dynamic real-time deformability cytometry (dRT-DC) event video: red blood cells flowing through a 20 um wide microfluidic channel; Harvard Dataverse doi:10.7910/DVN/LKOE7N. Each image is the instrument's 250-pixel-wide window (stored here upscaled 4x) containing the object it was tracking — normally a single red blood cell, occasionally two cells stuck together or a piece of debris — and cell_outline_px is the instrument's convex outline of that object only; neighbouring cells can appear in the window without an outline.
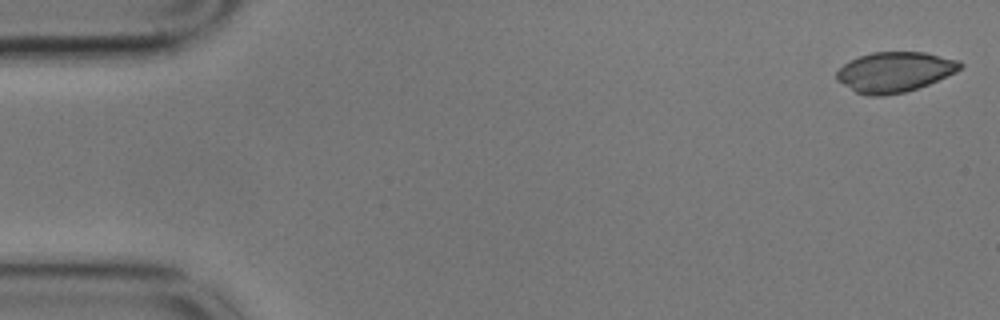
{"species": "common noctule bat (a hibernating species)", "species_latin": "Nyctalus noctula", "temperature_condition": "cold", "stored_images_in_passage": 56, "camera_frame_rate_fps": 3000, "um_per_image_px": 0.085, "animal": {"sex": "male", "body_mass_g": 17.9}, "frame": {"image": 1, "passage_image": 1, "time_ms": 0.0, "image_size_px": [1000, 320], "cell_outline_px": [[964, 64], [956, 72], [928, 84], [904, 92], [884, 96], [868, 96], [856, 92], [836, 80], [836, 72], [844, 64], [860, 56], [872, 52], [924, 52], [960, 60]], "centroid_in_image_um": [76.05, 6.12], "position_along_channel_um": 9.0, "area_um2": 28.78}}